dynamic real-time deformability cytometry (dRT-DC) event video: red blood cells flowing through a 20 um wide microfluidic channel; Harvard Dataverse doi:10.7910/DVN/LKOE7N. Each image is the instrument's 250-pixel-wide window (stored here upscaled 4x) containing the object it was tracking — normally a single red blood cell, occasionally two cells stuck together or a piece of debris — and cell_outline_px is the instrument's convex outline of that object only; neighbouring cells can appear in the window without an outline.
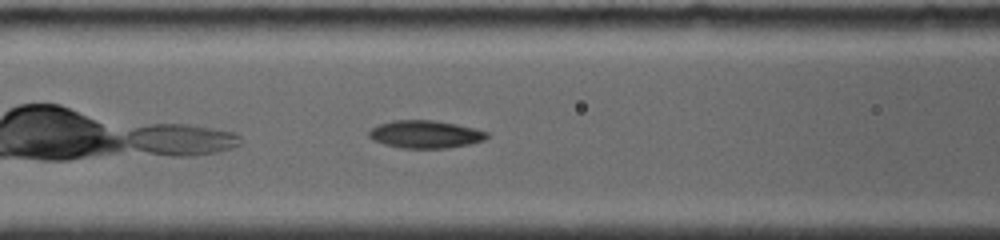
{"species": "common noctule bat (a hibernating species)", "species_latin": "Nyctalus noctula", "temperature_condition": "room temperature", "stored_images_in_passage": 33, "camera_frame_rate_fps": 4000, "um_per_image_px": 0.085, "animal": {"sex": "female", "body_mass_g": 19.0, "forearm_length_mm": 56.7}, "frame": {"image": 1, "passage_image": 10, "time_ms": 2.25, "image_size_px": [1000, 240], "cell_outline_px": [[488, 136], [484, 140], [468, 144], [448, 148], [400, 148], [384, 144], [368, 136], [368, 132], [372, 128], [380, 124], [392, 120], [432, 120], [456, 124], [476, 128], [488, 132]], "centroid_in_image_um": [36.17, 11.41], "position_along_channel_um": 130.4, "area_um2": 18.96}}
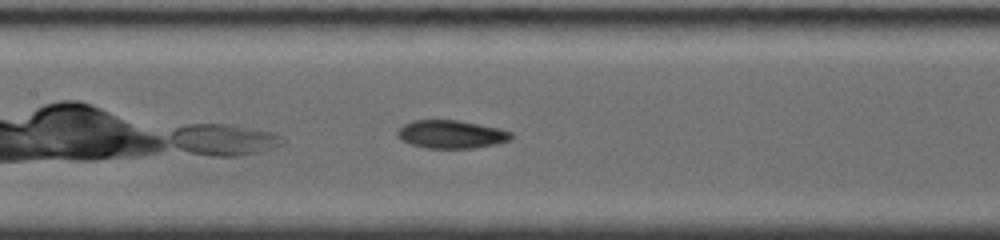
{"frame": {"image": 2, "passage_image": 14, "time_ms": 3.25, "image_size_px": [1000, 240], "cell_outline_px": [[512, 136], [508, 140], [496, 144], [472, 148], [424, 148], [400, 140], [396, 136], [396, 132], [404, 124], [412, 120], [456, 120], [500, 128], [512, 132]], "centroid_in_image_um": [38.32, 11.41], "position_along_channel_um": 169.1, "area_um2": 18.61}}